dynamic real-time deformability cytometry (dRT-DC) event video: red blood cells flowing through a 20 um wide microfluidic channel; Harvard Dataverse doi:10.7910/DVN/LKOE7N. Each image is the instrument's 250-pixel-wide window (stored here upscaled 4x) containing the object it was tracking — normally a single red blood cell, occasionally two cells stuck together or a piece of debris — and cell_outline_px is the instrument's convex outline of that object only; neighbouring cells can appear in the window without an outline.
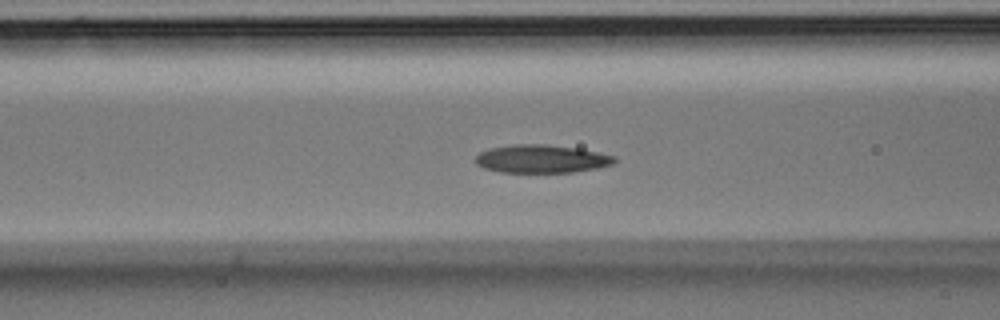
{"species": "Egyptian fruit bat (a non-hibernating species)", "species_latin": "Rousettus aegyptiacus", "temperature_condition": "room temperature", "stored_images_in_passage": 40, "camera_frame_rate_fps": 3000, "um_per_image_px": 0.085, "animal": {"sex": "male"}, "frame": {"image": 1, "passage_image": 16, "time_ms": 5.0, "image_size_px": [1000, 320], "cell_outline_px": [[616, 160], [612, 164], [596, 168], [572, 172], [500, 172], [484, 168], [476, 164], [476, 156], [480, 152], [488, 148], [512, 144], [544, 144], [580, 148], [616, 156]], "centroid_in_image_um": [46.01, 13.49], "position_along_channel_um": 120.6, "area_um2": 22.83}}
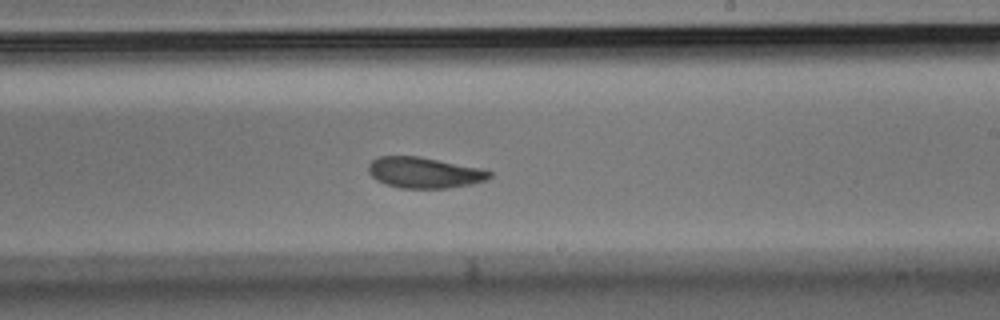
{"frame": {"image": 2, "passage_image": 26, "time_ms": 8.333, "image_size_px": [1000, 320], "cell_outline_px": [[492, 176], [488, 180], [472, 184], [448, 188], [400, 188], [384, 184], [376, 180], [368, 172], [368, 164], [376, 156], [420, 156], [484, 168], [492, 172]], "centroid_in_image_um": [36.09, 14.67], "position_along_channel_um": 252.9, "area_um2": 22.25}}
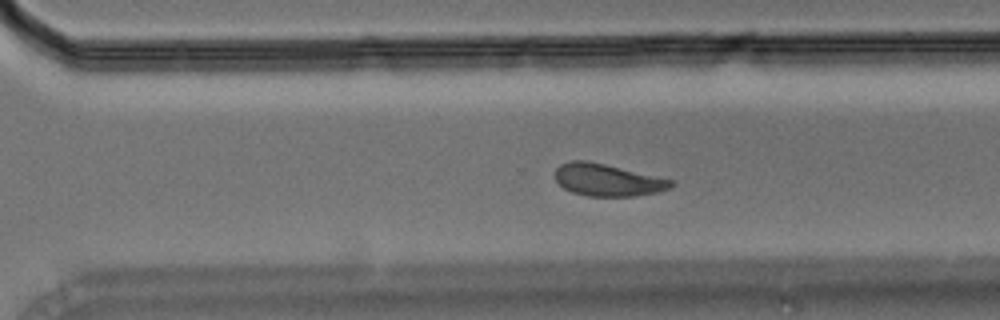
{"frame": {"image": 3, "passage_image": 31, "time_ms": 10.0, "image_size_px": [1000, 320], "cell_outline_px": [[676, 184], [660, 192], [632, 196], [588, 196], [572, 192], [564, 188], [556, 180], [556, 168], [560, 164], [572, 160], [588, 160], [676, 180]], "centroid_in_image_um": [51.68, 15.29], "position_along_channel_um": 318.9, "area_um2": 21.91}}